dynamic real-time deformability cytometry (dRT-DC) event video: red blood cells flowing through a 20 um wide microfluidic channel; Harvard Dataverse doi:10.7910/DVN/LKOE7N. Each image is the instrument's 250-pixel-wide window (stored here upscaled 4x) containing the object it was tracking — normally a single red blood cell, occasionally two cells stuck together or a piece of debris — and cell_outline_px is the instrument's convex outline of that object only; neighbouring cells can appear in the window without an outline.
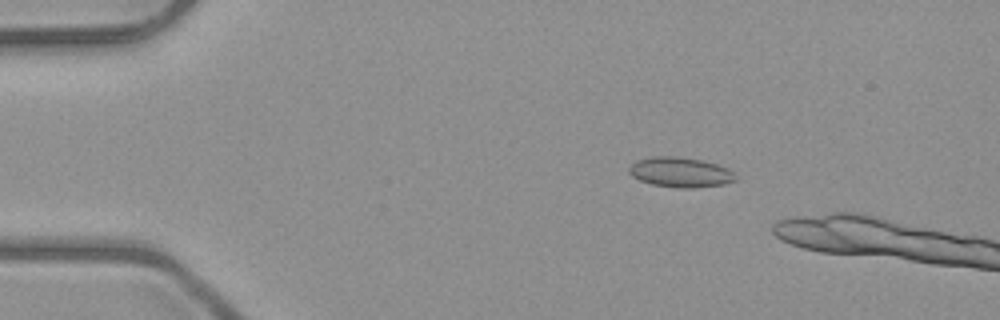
{"species": "common noctule bat (a hibernating species)", "species_latin": "Nyctalus noctula", "temperature_condition": "room temperature", "stored_images_in_passage": 17, "camera_frame_rate_fps": 3000, "um_per_image_px": 0.085, "animal": {"sex": "male", "body_mass_g": 23.1, "forearm_length_mm": 52.7}, "frame": {"image": 1, "passage_image": 10, "time_ms": 3.0, "image_size_px": [1000, 320], "cell_outline_px": [[740, 180], [724, 184], [692, 188], [676, 188], [652, 184], [640, 180], [632, 176], [628, 172], [628, 168], [636, 160], [652, 156], [676, 156], [704, 160], [728, 168], [736, 172]], "centroid_in_image_um": [57.89, 14.64], "position_along_channel_um": 27.1, "area_um2": 19.02}}